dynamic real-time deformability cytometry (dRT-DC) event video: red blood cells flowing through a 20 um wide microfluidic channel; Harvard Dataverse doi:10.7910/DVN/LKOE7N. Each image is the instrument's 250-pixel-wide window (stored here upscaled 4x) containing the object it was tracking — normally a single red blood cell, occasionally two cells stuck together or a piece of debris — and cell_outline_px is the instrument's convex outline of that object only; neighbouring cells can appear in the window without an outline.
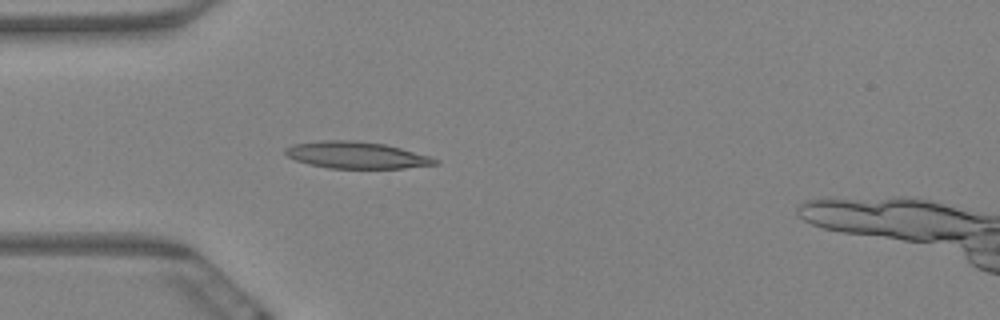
{"species": "Egyptian fruit bat (a non-hibernating species)", "species_latin": "Rousettus aegyptiacus", "temperature_condition": "warm", "stored_images_in_passage": 5, "camera_frame_rate_fps": 3000, "um_per_image_px": 0.085, "animal": {"sex": "female"}, "frame": {"image": 1, "passage_image": 5, "time_ms": 1.333, "image_size_px": [1000, 320], "cell_outline_px": [[440, 164], [404, 168], [328, 168], [308, 164], [296, 160], [288, 156], [284, 152], [284, 148], [292, 144], [324, 140], [352, 140], [384, 144], [400, 148], [428, 156], [440, 160]], "centroid_in_image_um": [30.28, 13.18], "position_along_channel_um": 54.7, "area_um2": 23.29}}